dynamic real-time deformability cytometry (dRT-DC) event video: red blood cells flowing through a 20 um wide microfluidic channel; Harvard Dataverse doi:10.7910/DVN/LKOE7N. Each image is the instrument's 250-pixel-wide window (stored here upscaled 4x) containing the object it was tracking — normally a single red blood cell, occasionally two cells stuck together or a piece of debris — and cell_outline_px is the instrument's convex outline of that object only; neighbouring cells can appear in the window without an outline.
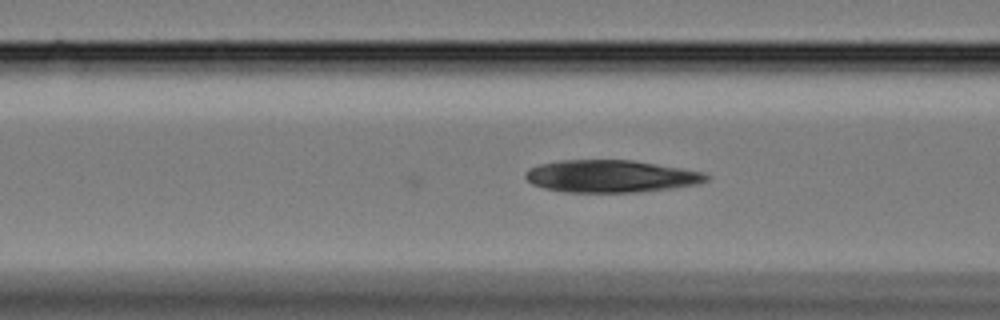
{"species": "Egyptian fruit bat (a non-hibernating species)", "species_latin": "Rousettus aegyptiacus", "temperature_condition": "cold", "stored_images_in_passage": 6, "camera_frame_rate_fps": 3000, "um_per_image_px": 0.085, "animal": {"sex": "female"}, "frame": {"image": 1, "passage_image": 6, "time_ms": 1.667, "image_size_px": [1000, 320], "cell_outline_px": [[712, 176], [708, 180], [700, 184], [672, 188], [640, 192], [564, 192], [544, 188], [532, 184], [524, 176], [524, 172], [540, 164], [564, 160], [632, 160], [704, 172]], "centroid_in_image_um": [51.96, 14.99], "position_along_channel_um": 114.6, "area_um2": 34.1}}